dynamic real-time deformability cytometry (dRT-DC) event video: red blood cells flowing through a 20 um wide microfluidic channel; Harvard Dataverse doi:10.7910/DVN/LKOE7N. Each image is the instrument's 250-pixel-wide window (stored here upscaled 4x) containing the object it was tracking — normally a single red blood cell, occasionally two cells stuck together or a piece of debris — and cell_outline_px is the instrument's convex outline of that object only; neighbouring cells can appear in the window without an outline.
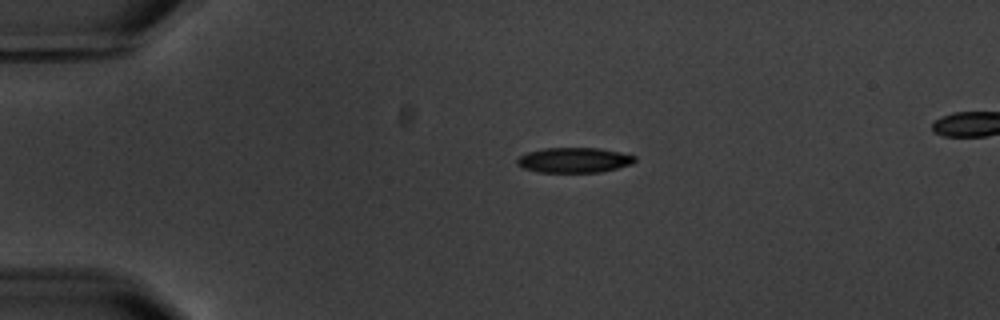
{"species": "common noctule bat (a hibernating species)", "species_latin": "Nyctalus noctula", "temperature_condition": "warm", "stored_images_in_passage": 3, "camera_frame_rate_fps": 3000, "um_per_image_px": 0.085, "animal": {"sex": "male", "body_mass_g": 20.1, "forearm_length_mm": 53.5}, "frame": {"image": 1, "passage_image": 1, "time_ms": 0.0, "image_size_px": [1000, 320], "cell_outline_px": [[636, 160], [632, 164], [600, 172], [536, 172], [524, 168], [516, 164], [516, 160], [520, 156], [528, 152], [544, 148], [600, 148], [620, 152], [636, 156]], "centroid_in_image_um": [48.79, 13.61], "position_along_channel_um": 36.2, "area_um2": 17.22}}